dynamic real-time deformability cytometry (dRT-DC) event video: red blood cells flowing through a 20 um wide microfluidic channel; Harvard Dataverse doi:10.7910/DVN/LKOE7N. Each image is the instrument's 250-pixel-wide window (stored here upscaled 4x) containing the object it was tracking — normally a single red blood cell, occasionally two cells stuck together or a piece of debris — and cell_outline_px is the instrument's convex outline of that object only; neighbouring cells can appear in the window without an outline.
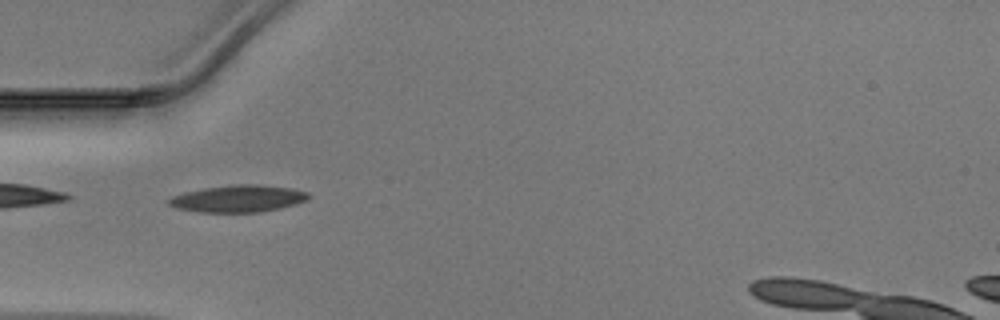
{"species": "Egyptian fruit bat (a non-hibernating species)", "species_latin": "Rousettus aegyptiacus", "temperature_condition": "warm", "stored_images_in_passage": 34, "camera_frame_rate_fps": 3000, "um_per_image_px": 0.085, "animal": {"sex": "male"}, "frame": {"image": 1, "passage_image": 1, "time_ms": 0.0, "image_size_px": [1000, 320], "cell_outline_px": [[312, 196], [296, 204], [280, 208], [260, 212], [200, 212], [176, 208], [168, 204], [168, 200], [172, 196], [184, 192], [204, 188], [232, 184], [256, 184], [292, 188], [308, 192]], "centroid_in_image_um": [20.25, 16.88], "position_along_channel_um": 64.8, "area_um2": 22.02}}
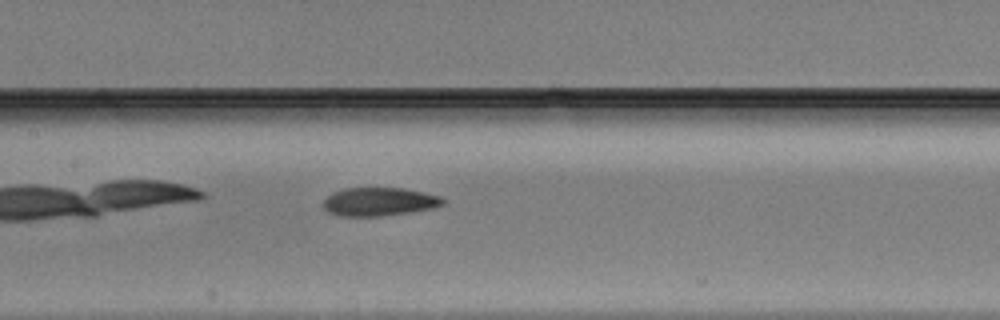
{"frame": {"image": 2, "passage_image": 9, "time_ms": 2.667, "image_size_px": [1000, 320], "cell_outline_px": [[444, 204], [432, 208], [408, 212], [380, 216], [336, 216], [328, 212], [324, 208], [324, 200], [332, 192], [344, 188], [404, 188], [424, 192], [440, 196], [444, 200]], "centroid_in_image_um": [32.2, 17.14], "position_along_channel_um": 175.2, "area_um2": 19.77}}
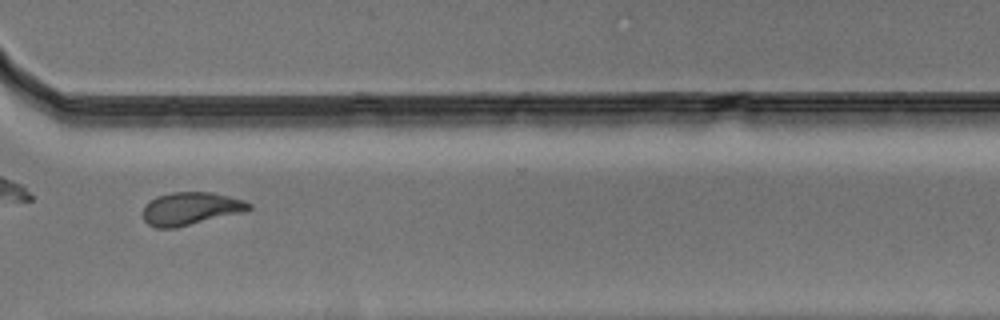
{"frame": {"image": 3, "passage_image": 22, "time_ms": 7.0, "image_size_px": [1000, 320], "cell_outline_px": [[252, 208], [244, 212], [176, 228], [156, 228], [148, 224], [144, 220], [144, 208], [156, 196], [172, 192], [212, 192], [244, 200], [252, 204]], "centroid_in_image_um": [16.24, 17.74], "position_along_channel_um": 354.4, "area_um2": 20.23}}